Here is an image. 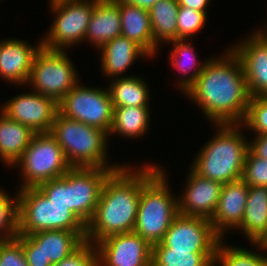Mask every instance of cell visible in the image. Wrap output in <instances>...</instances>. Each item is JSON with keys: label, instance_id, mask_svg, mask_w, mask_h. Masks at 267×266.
Segmentation results:
<instances>
[{"label": "cell", "instance_id": "obj_1", "mask_svg": "<svg viewBox=\"0 0 267 266\" xmlns=\"http://www.w3.org/2000/svg\"><path fill=\"white\" fill-rule=\"evenodd\" d=\"M225 49L209 57L184 97L200 109L209 124H242L251 95L241 62L230 47Z\"/></svg>", "mask_w": 267, "mask_h": 266}, {"label": "cell", "instance_id": "obj_2", "mask_svg": "<svg viewBox=\"0 0 267 266\" xmlns=\"http://www.w3.org/2000/svg\"><path fill=\"white\" fill-rule=\"evenodd\" d=\"M136 166L123 163L108 176L86 225L85 241L95 244L111 235L133 232L141 189L160 170L152 161Z\"/></svg>", "mask_w": 267, "mask_h": 266}, {"label": "cell", "instance_id": "obj_3", "mask_svg": "<svg viewBox=\"0 0 267 266\" xmlns=\"http://www.w3.org/2000/svg\"><path fill=\"white\" fill-rule=\"evenodd\" d=\"M213 136L199 148L190 168L199 176L222 184L241 179L249 137L243 124H212ZM245 133V134H244ZM247 137V138H246Z\"/></svg>", "mask_w": 267, "mask_h": 266}, {"label": "cell", "instance_id": "obj_4", "mask_svg": "<svg viewBox=\"0 0 267 266\" xmlns=\"http://www.w3.org/2000/svg\"><path fill=\"white\" fill-rule=\"evenodd\" d=\"M50 133L64 151L71 167L120 168L109 160L108 134L87 124L56 114Z\"/></svg>", "mask_w": 267, "mask_h": 266}, {"label": "cell", "instance_id": "obj_5", "mask_svg": "<svg viewBox=\"0 0 267 266\" xmlns=\"http://www.w3.org/2000/svg\"><path fill=\"white\" fill-rule=\"evenodd\" d=\"M159 169L141 189L133 229L134 233L151 246L162 241L172 221L179 214L177 194L169 186V174L163 164H159Z\"/></svg>", "mask_w": 267, "mask_h": 266}, {"label": "cell", "instance_id": "obj_6", "mask_svg": "<svg viewBox=\"0 0 267 266\" xmlns=\"http://www.w3.org/2000/svg\"><path fill=\"white\" fill-rule=\"evenodd\" d=\"M21 174L15 190L38 187L44 182L63 176L71 165L63 149L50 132L34 133L22 156L10 168ZM19 167V168H18Z\"/></svg>", "mask_w": 267, "mask_h": 266}, {"label": "cell", "instance_id": "obj_7", "mask_svg": "<svg viewBox=\"0 0 267 266\" xmlns=\"http://www.w3.org/2000/svg\"><path fill=\"white\" fill-rule=\"evenodd\" d=\"M19 234L45 230L86 232V225L66 206L52 203L38 187L17 190Z\"/></svg>", "mask_w": 267, "mask_h": 266}, {"label": "cell", "instance_id": "obj_8", "mask_svg": "<svg viewBox=\"0 0 267 266\" xmlns=\"http://www.w3.org/2000/svg\"><path fill=\"white\" fill-rule=\"evenodd\" d=\"M68 53L41 47L33 59L26 90L29 87L33 92L50 97L58 103L81 81Z\"/></svg>", "mask_w": 267, "mask_h": 266}, {"label": "cell", "instance_id": "obj_9", "mask_svg": "<svg viewBox=\"0 0 267 266\" xmlns=\"http://www.w3.org/2000/svg\"><path fill=\"white\" fill-rule=\"evenodd\" d=\"M49 7L54 19L41 37L42 47L53 51H69L85 43L94 0L67 1Z\"/></svg>", "mask_w": 267, "mask_h": 266}, {"label": "cell", "instance_id": "obj_10", "mask_svg": "<svg viewBox=\"0 0 267 266\" xmlns=\"http://www.w3.org/2000/svg\"><path fill=\"white\" fill-rule=\"evenodd\" d=\"M81 81L58 102V112L107 134L111 130L113 104L107 87L86 86Z\"/></svg>", "mask_w": 267, "mask_h": 266}, {"label": "cell", "instance_id": "obj_11", "mask_svg": "<svg viewBox=\"0 0 267 266\" xmlns=\"http://www.w3.org/2000/svg\"><path fill=\"white\" fill-rule=\"evenodd\" d=\"M86 232L45 230L19 234L28 266H53L71 255L85 242Z\"/></svg>", "mask_w": 267, "mask_h": 266}, {"label": "cell", "instance_id": "obj_12", "mask_svg": "<svg viewBox=\"0 0 267 266\" xmlns=\"http://www.w3.org/2000/svg\"><path fill=\"white\" fill-rule=\"evenodd\" d=\"M220 239L208 219L178 214L161 243L167 248L189 253H216Z\"/></svg>", "mask_w": 267, "mask_h": 266}, {"label": "cell", "instance_id": "obj_13", "mask_svg": "<svg viewBox=\"0 0 267 266\" xmlns=\"http://www.w3.org/2000/svg\"><path fill=\"white\" fill-rule=\"evenodd\" d=\"M255 29L229 45L241 62L251 97L267 96V30L260 25Z\"/></svg>", "mask_w": 267, "mask_h": 266}, {"label": "cell", "instance_id": "obj_14", "mask_svg": "<svg viewBox=\"0 0 267 266\" xmlns=\"http://www.w3.org/2000/svg\"><path fill=\"white\" fill-rule=\"evenodd\" d=\"M26 92L5 100L0 110L34 133L50 132L58 113V103L32 90Z\"/></svg>", "mask_w": 267, "mask_h": 266}, {"label": "cell", "instance_id": "obj_15", "mask_svg": "<svg viewBox=\"0 0 267 266\" xmlns=\"http://www.w3.org/2000/svg\"><path fill=\"white\" fill-rule=\"evenodd\" d=\"M97 266H152V246L134 232L96 242Z\"/></svg>", "mask_w": 267, "mask_h": 266}, {"label": "cell", "instance_id": "obj_16", "mask_svg": "<svg viewBox=\"0 0 267 266\" xmlns=\"http://www.w3.org/2000/svg\"><path fill=\"white\" fill-rule=\"evenodd\" d=\"M118 168L70 169L72 212L85 224L92 218L108 176Z\"/></svg>", "mask_w": 267, "mask_h": 266}, {"label": "cell", "instance_id": "obj_17", "mask_svg": "<svg viewBox=\"0 0 267 266\" xmlns=\"http://www.w3.org/2000/svg\"><path fill=\"white\" fill-rule=\"evenodd\" d=\"M189 169L182 184L185 187L180 196L177 194L178 213L210 220L216 210L223 184L201 177Z\"/></svg>", "mask_w": 267, "mask_h": 266}, {"label": "cell", "instance_id": "obj_18", "mask_svg": "<svg viewBox=\"0 0 267 266\" xmlns=\"http://www.w3.org/2000/svg\"><path fill=\"white\" fill-rule=\"evenodd\" d=\"M41 47V38L36 44L15 37L1 39L0 79L15 88L25 87L30 77L33 59Z\"/></svg>", "mask_w": 267, "mask_h": 266}, {"label": "cell", "instance_id": "obj_19", "mask_svg": "<svg viewBox=\"0 0 267 266\" xmlns=\"http://www.w3.org/2000/svg\"><path fill=\"white\" fill-rule=\"evenodd\" d=\"M249 186L238 179L222 186L216 210L209 220L214 231L227 240L228 234L241 224L244 216ZM228 233V234H227Z\"/></svg>", "mask_w": 267, "mask_h": 266}, {"label": "cell", "instance_id": "obj_20", "mask_svg": "<svg viewBox=\"0 0 267 266\" xmlns=\"http://www.w3.org/2000/svg\"><path fill=\"white\" fill-rule=\"evenodd\" d=\"M96 52L100 55V70L109 80L133 76L127 73L136 60H149L152 57L137 43L122 35L106 42Z\"/></svg>", "mask_w": 267, "mask_h": 266}, {"label": "cell", "instance_id": "obj_21", "mask_svg": "<svg viewBox=\"0 0 267 266\" xmlns=\"http://www.w3.org/2000/svg\"><path fill=\"white\" fill-rule=\"evenodd\" d=\"M119 2L94 0L93 12L85 35V43L98 50L106 42L121 35Z\"/></svg>", "mask_w": 267, "mask_h": 266}, {"label": "cell", "instance_id": "obj_22", "mask_svg": "<svg viewBox=\"0 0 267 266\" xmlns=\"http://www.w3.org/2000/svg\"><path fill=\"white\" fill-rule=\"evenodd\" d=\"M167 45H171L168 58L171 68L178 70L179 75L177 83H175L176 89L184 95L187 90L194 84L200 73L203 71L208 58L204 61H199V54L195 52V45L192 44V40L177 39L168 42ZM181 77V78H180ZM177 84V85H176Z\"/></svg>", "mask_w": 267, "mask_h": 266}, {"label": "cell", "instance_id": "obj_23", "mask_svg": "<svg viewBox=\"0 0 267 266\" xmlns=\"http://www.w3.org/2000/svg\"><path fill=\"white\" fill-rule=\"evenodd\" d=\"M119 9L121 35L141 46L153 60L161 48L153 39L149 11L129 3H119Z\"/></svg>", "mask_w": 267, "mask_h": 266}, {"label": "cell", "instance_id": "obj_24", "mask_svg": "<svg viewBox=\"0 0 267 266\" xmlns=\"http://www.w3.org/2000/svg\"><path fill=\"white\" fill-rule=\"evenodd\" d=\"M34 132L0 110V161L9 169L22 156Z\"/></svg>", "mask_w": 267, "mask_h": 266}, {"label": "cell", "instance_id": "obj_25", "mask_svg": "<svg viewBox=\"0 0 267 266\" xmlns=\"http://www.w3.org/2000/svg\"><path fill=\"white\" fill-rule=\"evenodd\" d=\"M267 229V187L251 186L244 216L235 229L244 234L246 242L255 243Z\"/></svg>", "mask_w": 267, "mask_h": 266}, {"label": "cell", "instance_id": "obj_26", "mask_svg": "<svg viewBox=\"0 0 267 266\" xmlns=\"http://www.w3.org/2000/svg\"><path fill=\"white\" fill-rule=\"evenodd\" d=\"M150 107H118L113 109V119L108 139L116 135L119 138L137 139L145 137L152 125ZM111 137V138H110Z\"/></svg>", "mask_w": 267, "mask_h": 266}, {"label": "cell", "instance_id": "obj_27", "mask_svg": "<svg viewBox=\"0 0 267 266\" xmlns=\"http://www.w3.org/2000/svg\"><path fill=\"white\" fill-rule=\"evenodd\" d=\"M144 80V77L138 75L109 80V86L107 85V88L113 107L152 106L150 104V86H148L149 84Z\"/></svg>", "mask_w": 267, "mask_h": 266}, {"label": "cell", "instance_id": "obj_28", "mask_svg": "<svg viewBox=\"0 0 267 266\" xmlns=\"http://www.w3.org/2000/svg\"><path fill=\"white\" fill-rule=\"evenodd\" d=\"M178 11V0H158L149 9L153 39L160 48L177 40Z\"/></svg>", "mask_w": 267, "mask_h": 266}, {"label": "cell", "instance_id": "obj_29", "mask_svg": "<svg viewBox=\"0 0 267 266\" xmlns=\"http://www.w3.org/2000/svg\"><path fill=\"white\" fill-rule=\"evenodd\" d=\"M225 239L217 244L214 266H267V249L256 243H249L253 249L230 245Z\"/></svg>", "mask_w": 267, "mask_h": 266}, {"label": "cell", "instance_id": "obj_30", "mask_svg": "<svg viewBox=\"0 0 267 266\" xmlns=\"http://www.w3.org/2000/svg\"><path fill=\"white\" fill-rule=\"evenodd\" d=\"M216 253L173 250L161 242L152 246V266H214Z\"/></svg>", "mask_w": 267, "mask_h": 266}, {"label": "cell", "instance_id": "obj_31", "mask_svg": "<svg viewBox=\"0 0 267 266\" xmlns=\"http://www.w3.org/2000/svg\"><path fill=\"white\" fill-rule=\"evenodd\" d=\"M18 193L11 196L0 187V240L13 239L19 235Z\"/></svg>", "mask_w": 267, "mask_h": 266}, {"label": "cell", "instance_id": "obj_32", "mask_svg": "<svg viewBox=\"0 0 267 266\" xmlns=\"http://www.w3.org/2000/svg\"><path fill=\"white\" fill-rule=\"evenodd\" d=\"M207 12H200L192 8L179 6L177 16V39H188L198 35L204 29L207 18Z\"/></svg>", "mask_w": 267, "mask_h": 266}, {"label": "cell", "instance_id": "obj_33", "mask_svg": "<svg viewBox=\"0 0 267 266\" xmlns=\"http://www.w3.org/2000/svg\"><path fill=\"white\" fill-rule=\"evenodd\" d=\"M38 188L52 203L66 206L67 210L72 211L70 169L63 176L44 182Z\"/></svg>", "mask_w": 267, "mask_h": 266}, {"label": "cell", "instance_id": "obj_34", "mask_svg": "<svg viewBox=\"0 0 267 266\" xmlns=\"http://www.w3.org/2000/svg\"><path fill=\"white\" fill-rule=\"evenodd\" d=\"M253 135L267 134V96H252L242 123Z\"/></svg>", "mask_w": 267, "mask_h": 266}, {"label": "cell", "instance_id": "obj_35", "mask_svg": "<svg viewBox=\"0 0 267 266\" xmlns=\"http://www.w3.org/2000/svg\"><path fill=\"white\" fill-rule=\"evenodd\" d=\"M241 179L249 186L267 187V160L247 151Z\"/></svg>", "mask_w": 267, "mask_h": 266}, {"label": "cell", "instance_id": "obj_36", "mask_svg": "<svg viewBox=\"0 0 267 266\" xmlns=\"http://www.w3.org/2000/svg\"><path fill=\"white\" fill-rule=\"evenodd\" d=\"M0 266H28L22 244L17 238L0 240Z\"/></svg>", "mask_w": 267, "mask_h": 266}, {"label": "cell", "instance_id": "obj_37", "mask_svg": "<svg viewBox=\"0 0 267 266\" xmlns=\"http://www.w3.org/2000/svg\"><path fill=\"white\" fill-rule=\"evenodd\" d=\"M53 266H97L95 245L85 241L71 255Z\"/></svg>", "mask_w": 267, "mask_h": 266}, {"label": "cell", "instance_id": "obj_38", "mask_svg": "<svg viewBox=\"0 0 267 266\" xmlns=\"http://www.w3.org/2000/svg\"><path fill=\"white\" fill-rule=\"evenodd\" d=\"M249 150L258 158L267 160V134L250 136Z\"/></svg>", "mask_w": 267, "mask_h": 266}, {"label": "cell", "instance_id": "obj_39", "mask_svg": "<svg viewBox=\"0 0 267 266\" xmlns=\"http://www.w3.org/2000/svg\"><path fill=\"white\" fill-rule=\"evenodd\" d=\"M212 1L213 0H178V4L181 7L192 8L200 12H208Z\"/></svg>", "mask_w": 267, "mask_h": 266}, {"label": "cell", "instance_id": "obj_40", "mask_svg": "<svg viewBox=\"0 0 267 266\" xmlns=\"http://www.w3.org/2000/svg\"><path fill=\"white\" fill-rule=\"evenodd\" d=\"M119 3H129L139 6L142 9L148 10L158 1V0H115Z\"/></svg>", "mask_w": 267, "mask_h": 266}, {"label": "cell", "instance_id": "obj_41", "mask_svg": "<svg viewBox=\"0 0 267 266\" xmlns=\"http://www.w3.org/2000/svg\"><path fill=\"white\" fill-rule=\"evenodd\" d=\"M255 243L267 249V229L264 232V234Z\"/></svg>", "mask_w": 267, "mask_h": 266}, {"label": "cell", "instance_id": "obj_42", "mask_svg": "<svg viewBox=\"0 0 267 266\" xmlns=\"http://www.w3.org/2000/svg\"><path fill=\"white\" fill-rule=\"evenodd\" d=\"M48 1H49L48 5H52L55 3H62V2H67V1H82V0H48Z\"/></svg>", "mask_w": 267, "mask_h": 266}, {"label": "cell", "instance_id": "obj_43", "mask_svg": "<svg viewBox=\"0 0 267 266\" xmlns=\"http://www.w3.org/2000/svg\"><path fill=\"white\" fill-rule=\"evenodd\" d=\"M263 26L267 30V21L263 24Z\"/></svg>", "mask_w": 267, "mask_h": 266}]
</instances>
